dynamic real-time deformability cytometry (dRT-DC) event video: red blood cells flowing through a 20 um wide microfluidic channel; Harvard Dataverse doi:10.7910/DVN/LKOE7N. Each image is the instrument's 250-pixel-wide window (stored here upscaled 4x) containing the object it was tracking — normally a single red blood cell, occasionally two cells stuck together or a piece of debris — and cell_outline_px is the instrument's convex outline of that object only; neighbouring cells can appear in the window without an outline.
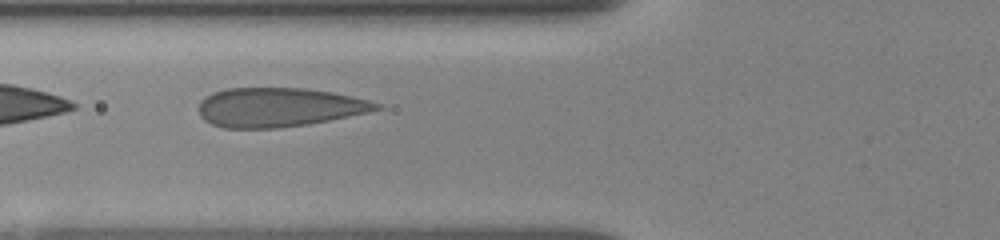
{"species": "human", "species_latin": "Homo sapiens", "temperature_condition": "room temperature", "stored_images_in_passage": 6, "camera_frame_rate_fps": 3000, "um_per_image_px": 0.085, "donor": {"sex": "female"}, "frame": {"image": 1, "passage_image": 4, "time_ms": 3.333, "image_size_px": [1000, 240], "cell_outline_px": [[384, 108], [368, 112], [308, 124], [276, 128], [224, 128], [212, 124], [204, 120], [200, 116], [200, 100], [212, 92], [228, 88], [304, 88], [332, 92], [352, 96], [384, 104]], "centroid_in_image_um": [23.71, 9.11], "position_along_channel_um": 102.1, "area_um2": 40.52}}
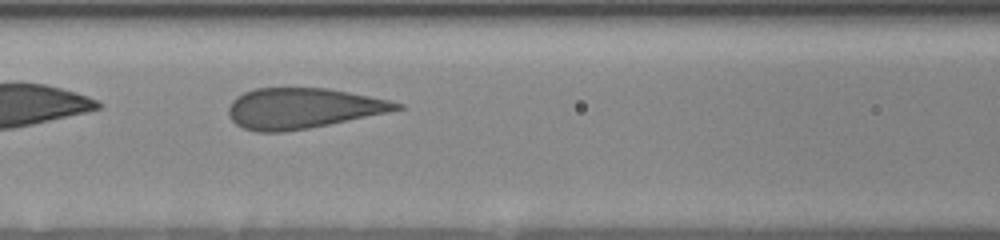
{"frame": {"image": 2, "passage_image": 5, "time_ms": 4.333, "image_size_px": [1000, 240], "cell_outline_px": [[408, 108], [308, 128], [284, 132], [256, 132], [244, 128], [236, 124], [228, 116], [228, 108], [232, 100], [236, 96], [244, 92], [256, 88], [328, 88], [388, 100], [404, 104]], "centroid_in_image_um": [25.7, 9.2], "position_along_channel_um": 140.9, "area_um2": 39.54}}
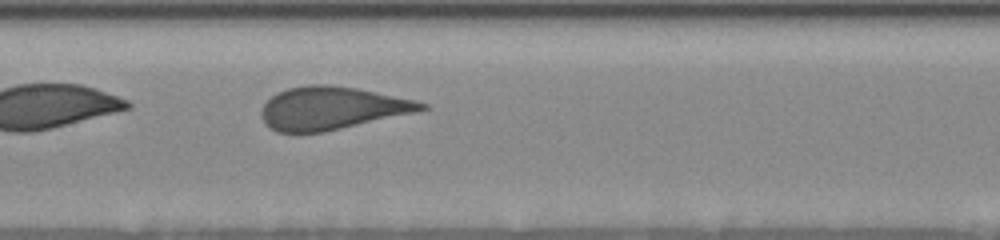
{"frame": {"image": 3, "passage_image": 6, "time_ms": 5.333, "image_size_px": [1000, 240], "cell_outline_px": [[428, 108], [412, 112], [324, 132], [276, 132], [264, 124], [260, 116], [260, 112], [264, 104], [272, 96], [288, 88], [308, 84], [328, 84], [356, 88], [416, 100], [428, 104]], "centroid_in_image_um": [28.14, 9.19], "position_along_channel_um": 179.3, "area_um2": 39.54}}